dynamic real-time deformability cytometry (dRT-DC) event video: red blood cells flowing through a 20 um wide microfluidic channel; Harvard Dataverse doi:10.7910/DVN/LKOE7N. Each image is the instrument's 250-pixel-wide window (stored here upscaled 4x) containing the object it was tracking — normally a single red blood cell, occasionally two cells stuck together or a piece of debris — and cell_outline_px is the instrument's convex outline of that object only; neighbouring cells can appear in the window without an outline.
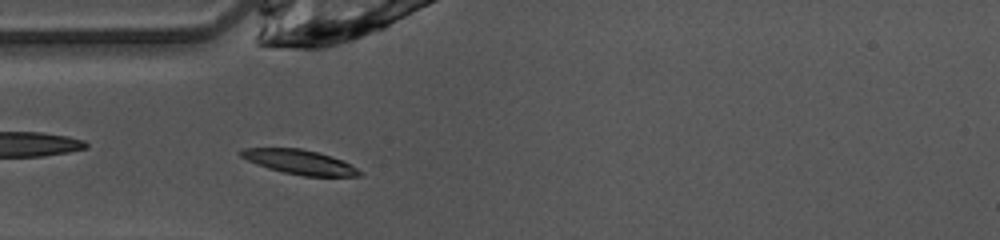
{"species": "common noctule bat (a hibernating species)", "species_latin": "Nyctalus noctula", "temperature_condition": "warm", "stored_images_in_passage": 37, "camera_frame_rate_fps": 3000, "um_per_image_px": 0.085, "animal": {"sex": "female", "body_mass_g": 10.0, "forearm_length_mm": 53.1}, "frame": {"image": 1, "passage_image": 2, "time_ms": 0.333, "image_size_px": [1000, 240], "cell_outline_px": [[364, 172], [360, 176], [304, 176], [284, 172], [268, 168], [248, 160], [240, 156], [240, 152], [244, 148], [300, 148], [332, 156], [344, 160]], "centroid_in_image_um": [25.53, 13.77], "position_along_channel_um": 59.5, "area_um2": 16.82}}
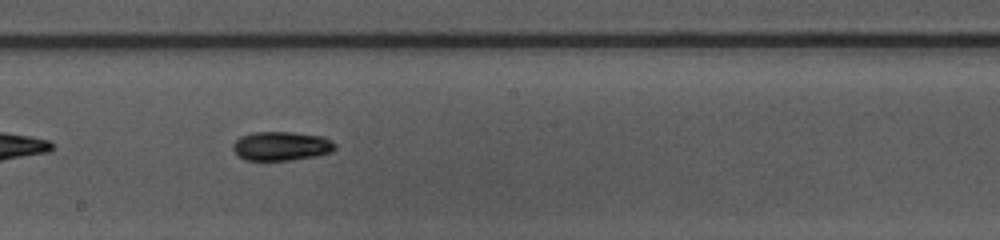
{"frame": {"image": 2, "passage_image": 14, "time_ms": 4.333, "image_size_px": [1000, 240], "cell_outline_px": [[336, 148], [332, 152], [316, 156], [292, 160], [244, 160], [236, 156], [232, 148], [232, 144], [240, 136], [252, 132], [292, 132], [324, 136], [336, 144]], "centroid_in_image_um": [23.89, 12.41], "position_along_channel_um": 224.3, "area_um2": 17.57}}
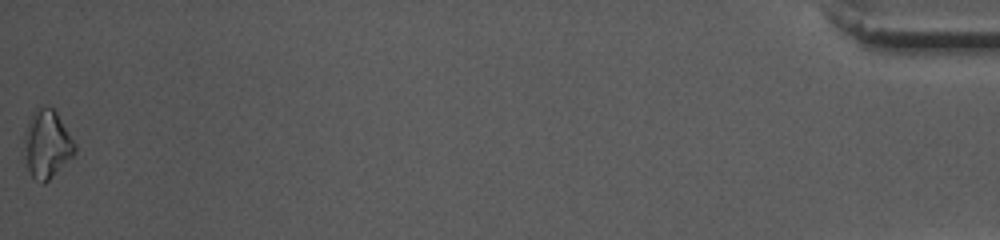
{"frame": {"image": 3, "passage_image": 37, "time_ms": 12.0, "image_size_px": [1000, 240], "cell_outline_px": [[76, 152], [44, 184], [40, 184], [32, 176], [28, 168], [24, 144], [24, 132], [28, 120], [32, 112], [36, 108], [52, 108], [56, 112], [76, 144]], "centroid_in_image_um": [3.98, 12.25], "position_along_channel_um": 431.2, "area_um2": 19.71}, "authors_computed_cell_mechanics": {"area_um2": 16.8198, "velocity_mm_per_s": 4.1045, "shape_relaxation_time_tau1_ms": 2.023, "shape_relaxation_time_tau2_ms": null, "deformation_change_tau1": 0.1559, "deformation_change_tau2": null}}